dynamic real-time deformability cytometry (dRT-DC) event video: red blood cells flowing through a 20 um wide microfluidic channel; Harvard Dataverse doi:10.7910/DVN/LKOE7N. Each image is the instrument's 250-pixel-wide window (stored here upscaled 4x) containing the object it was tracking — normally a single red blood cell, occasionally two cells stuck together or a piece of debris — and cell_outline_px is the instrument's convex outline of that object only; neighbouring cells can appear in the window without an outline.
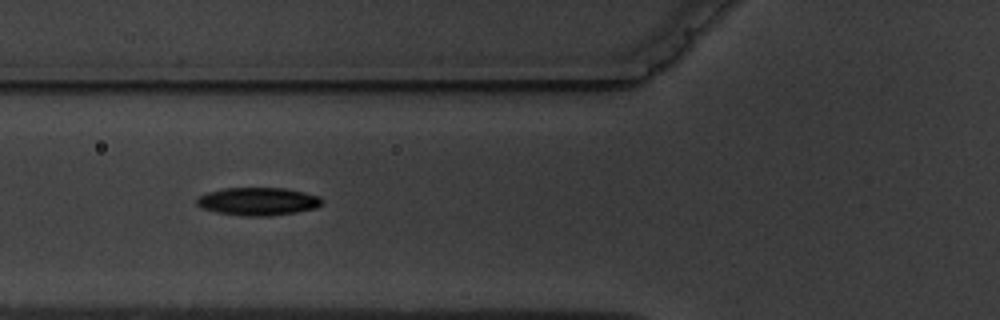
{"species": "common noctule bat (a hibernating species)", "species_latin": "Nyctalus noctula", "temperature_condition": "warm", "stored_images_in_passage": 7, "camera_frame_rate_fps": 3000, "um_per_image_px": 0.085, "animal": {"sex": "male", "body_mass_g": 19.5, "forearm_length_mm": 54.6}, "frame": {"image": 1, "passage_image": 6, "time_ms": 6.667, "image_size_px": [1000, 320], "cell_outline_px": [[324, 200], [316, 208], [296, 212], [268, 216], [244, 216], [216, 212], [200, 208], [196, 204], [196, 200], [200, 196], [208, 192], [224, 188], [284, 188], [304, 192], [320, 196]], "centroid_in_image_um": [21.93, 17.12], "position_along_channel_um": 103.9, "area_um2": 20.4}}
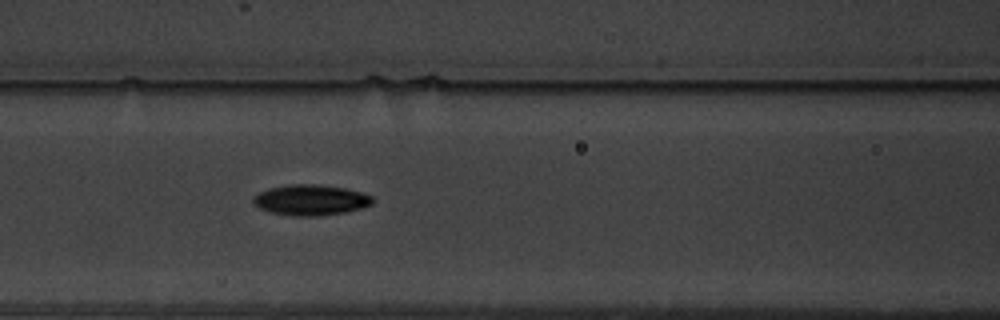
{"frame": {"image": 2, "passage_image": 7, "time_ms": 7.667, "image_size_px": [1000, 320], "cell_outline_px": [[372, 204], [360, 208], [344, 212], [320, 216], [296, 216], [272, 212], [260, 208], [252, 200], [260, 192], [268, 188], [288, 184], [312, 184], [344, 188], [364, 192], [372, 196]], "centroid_in_image_um": [26.43, 16.99], "position_along_channel_um": 140.2, "area_um2": 21.04}}